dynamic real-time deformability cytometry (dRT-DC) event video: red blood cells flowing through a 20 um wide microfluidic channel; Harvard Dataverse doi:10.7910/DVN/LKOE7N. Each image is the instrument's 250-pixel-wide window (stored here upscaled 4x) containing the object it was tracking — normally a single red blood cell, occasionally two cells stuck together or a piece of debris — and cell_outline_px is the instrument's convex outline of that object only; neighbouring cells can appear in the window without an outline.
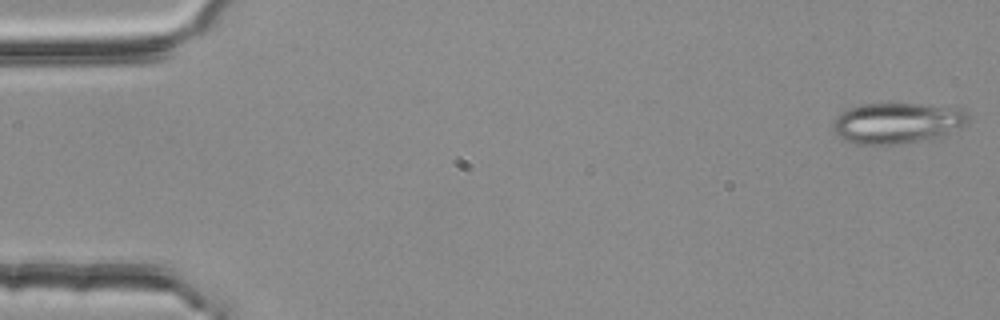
{"species": "common noctule bat (a hibernating species)", "species_latin": "Nyctalus noctula", "temperature_condition": "room temperature", "stored_images_in_passage": 3, "camera_frame_rate_fps": 3000, "um_per_image_px": 0.085, "animal": {"sex": "female", "body_mass_g": 25.1}, "frame": {"image": 1, "passage_image": 1, "time_ms": 0.0, "image_size_px": [1000, 320], "cell_outline_px": [[968, 124], [944, 136], [928, 140], [896, 144], [856, 144], [840, 136], [832, 128], [832, 120], [840, 112], [864, 104], [920, 104], [964, 108], [968, 112]], "centroid_in_image_um": [76.33, 10.46], "position_along_channel_um": 8.7, "area_um2": 32.37}}